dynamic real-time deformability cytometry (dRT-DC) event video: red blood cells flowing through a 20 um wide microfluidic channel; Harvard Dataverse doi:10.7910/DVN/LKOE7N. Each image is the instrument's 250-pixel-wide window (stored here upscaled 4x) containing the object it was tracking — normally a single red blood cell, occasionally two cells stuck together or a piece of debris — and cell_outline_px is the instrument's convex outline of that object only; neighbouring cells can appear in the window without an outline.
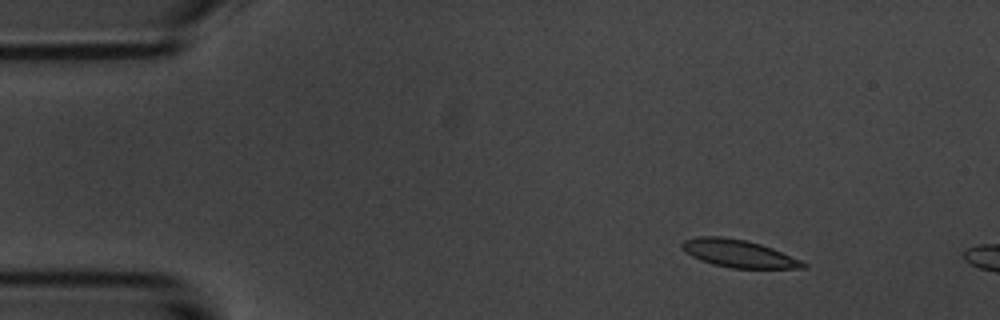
{"species": "common noctule bat (a hibernating species)", "species_latin": "Nyctalus noctula", "temperature_condition": "room temperature", "stored_images_in_passage": 3, "camera_frame_rate_fps": 3000, "um_per_image_px": 0.085, "animal": {"sex": "male", "body_mass_g": 20.1, "forearm_length_mm": 53.5}, "frame": {"image": 1, "passage_image": 2, "time_ms": 1.333, "image_size_px": [1000, 320], "cell_outline_px": [[808, 268], [732, 268], [712, 264], [700, 260], [684, 252], [680, 248], [680, 244], [684, 240], [700, 236], [720, 236], [744, 240], [760, 244], [772, 248], [800, 260], [808, 264]], "centroid_in_image_um": [62.74, 21.55], "position_along_channel_um": 22.3, "area_um2": 19.42}}